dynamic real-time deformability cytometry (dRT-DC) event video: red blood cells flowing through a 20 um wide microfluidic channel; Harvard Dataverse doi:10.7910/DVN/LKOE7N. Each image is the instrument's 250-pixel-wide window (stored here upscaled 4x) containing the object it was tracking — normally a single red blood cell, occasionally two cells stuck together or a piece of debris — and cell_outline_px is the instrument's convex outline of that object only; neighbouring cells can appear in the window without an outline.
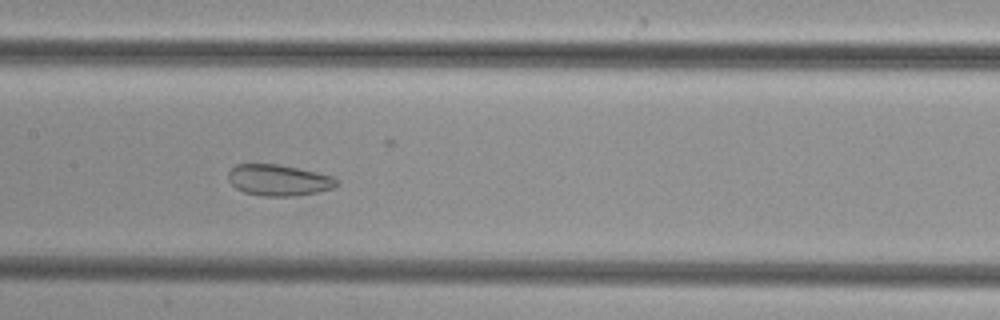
{"species": "common noctule bat (a hibernating species)", "species_latin": "Nyctalus noctula", "temperature_condition": "cold", "stored_images_in_passage": 46, "camera_frame_rate_fps": 3000, "um_per_image_px": 0.085, "animal": {"sex": "female", "body_mass_g": 29.2, "forearm_length_mm": 56.3}, "frame": {"image": 1, "passage_image": 20, "time_ms": 6.333, "image_size_px": [1000, 320], "cell_outline_px": [[340, 184], [332, 188], [316, 192], [296, 196], [264, 196], [244, 192], [236, 188], [228, 180], [228, 172], [236, 164], [280, 164], [316, 172], [332, 176], [340, 180]], "centroid_in_image_um": [23.7, 15.31], "position_along_channel_um": 183.7, "area_um2": 19.77}}
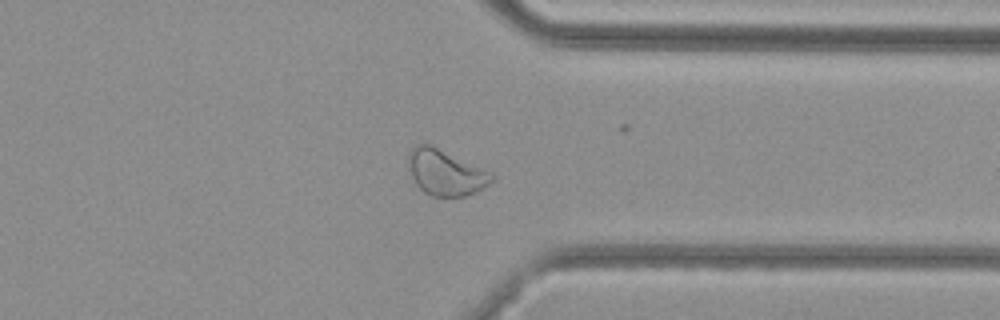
{"frame": {"image": 2, "passage_image": 34, "time_ms": 11.0, "image_size_px": [1000, 320], "cell_outline_px": [[496, 180], [476, 192], [464, 196], [432, 196], [424, 192], [416, 184], [412, 176], [408, 160], [408, 152], [416, 144], [428, 144], [488, 172], [496, 176]], "centroid_in_image_um": [37.86, 14.69], "position_along_channel_um": 373.5, "area_um2": 21.56}}
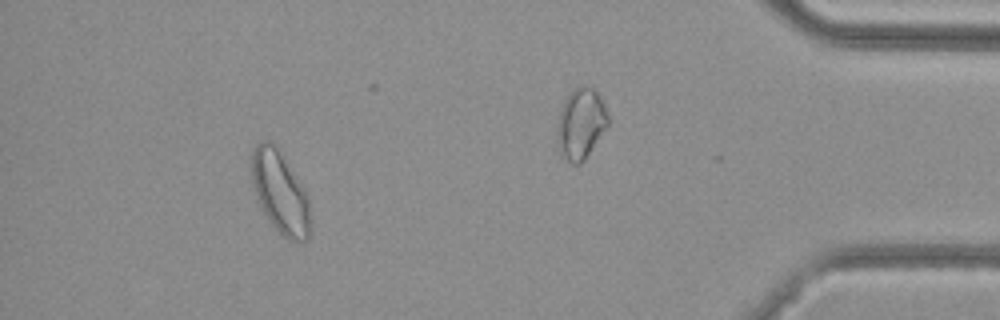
{"frame": {"image": 3, "passage_image": 41, "time_ms": 13.333, "image_size_px": [1000, 320], "cell_outline_px": [[312, 228], [308, 236], [304, 240], [288, 240], [272, 224], [264, 212], [252, 188], [252, 148], [260, 140], [272, 140], [276, 144], [304, 188], [308, 196]], "centroid_in_image_um": [23.82, 16.3], "position_along_channel_um": 411.4, "area_um2": 28.26}}